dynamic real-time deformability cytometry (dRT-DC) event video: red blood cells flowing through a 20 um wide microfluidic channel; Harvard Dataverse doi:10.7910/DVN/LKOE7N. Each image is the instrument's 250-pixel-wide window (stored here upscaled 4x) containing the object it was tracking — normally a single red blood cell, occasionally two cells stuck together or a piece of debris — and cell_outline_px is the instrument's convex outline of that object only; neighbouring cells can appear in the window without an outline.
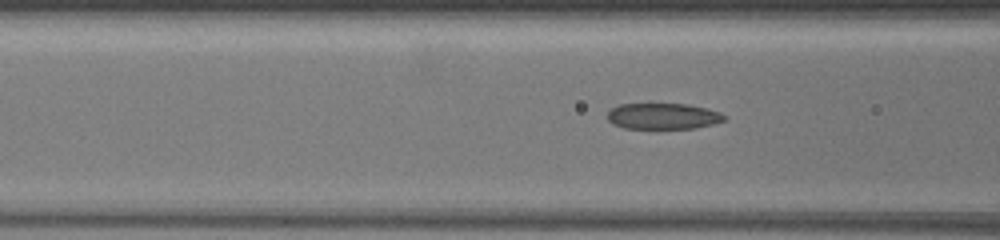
{"species": "common noctule bat (a hibernating species)", "species_latin": "Nyctalus noctula", "temperature_condition": "warm", "stored_images_in_passage": 59, "camera_frame_rate_fps": 3000, "um_per_image_px": 0.085, "animal": {"sex": "female", "body_mass_g": 19.5, "forearm_length_mm": 54.1}, "frame": {"image": 1, "passage_image": 30, "time_ms": 9.667, "image_size_px": [1000, 240], "cell_outline_px": [[728, 116], [724, 120], [712, 124], [696, 128], [624, 128], [612, 124], [604, 116], [612, 108], [620, 104], [648, 100], [688, 104], [708, 108], [720, 112]], "centroid_in_image_um": [56.3, 9.81], "position_along_channel_um": 110.3, "area_um2": 18.84}}
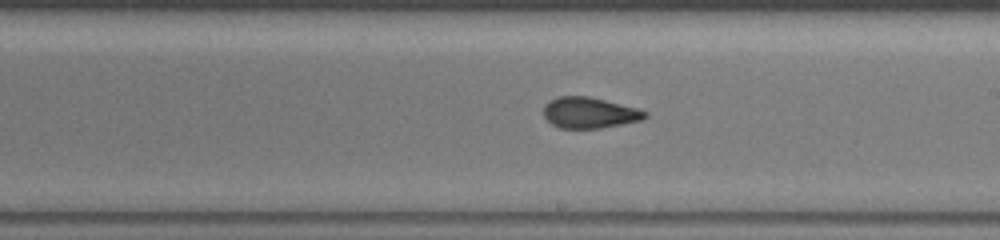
{"frame": {"image": 2, "passage_image": 42, "time_ms": 13.667, "image_size_px": [1000, 240], "cell_outline_px": [[648, 116], [640, 120], [600, 128], [560, 128], [552, 124], [544, 116], [544, 104], [548, 100], [560, 96], [588, 96], [636, 108], [648, 112]], "centroid_in_image_um": [50.07, 9.58], "position_along_channel_um": 238.9, "area_um2": 18.09}}
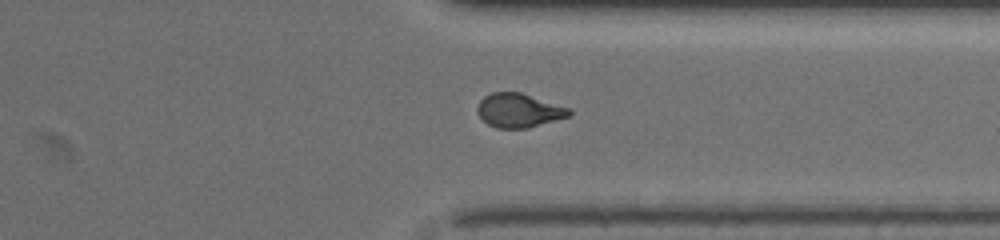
{"frame": {"image": 3, "passage_image": 54, "time_ms": 17.667, "image_size_px": [1000, 240], "cell_outline_px": [[572, 112], [568, 116], [556, 120], [524, 128], [496, 128], [488, 124], [476, 112], [476, 108], [480, 100], [484, 96], [492, 92], [520, 92], [572, 108]], "centroid_in_image_um": [44.1, 9.37], "position_along_channel_um": 367.3, "area_um2": 18.15}}